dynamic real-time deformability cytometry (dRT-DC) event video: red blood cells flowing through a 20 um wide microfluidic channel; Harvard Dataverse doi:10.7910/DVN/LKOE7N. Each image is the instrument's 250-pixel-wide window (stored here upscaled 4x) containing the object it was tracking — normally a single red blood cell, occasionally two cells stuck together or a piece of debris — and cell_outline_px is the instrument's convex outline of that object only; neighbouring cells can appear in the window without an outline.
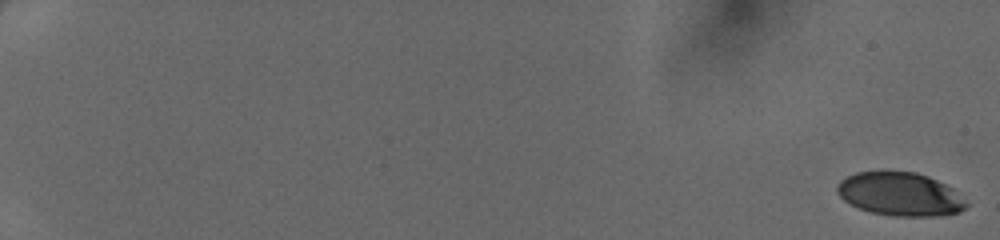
{"species": "human", "species_latin": "Homo sapiens", "temperature_condition": "cold", "stored_images_in_passage": 50, "camera_frame_rate_fps": 3000, "um_per_image_px": 0.085, "donor": {"sex": "female"}, "frame": {"image": 1, "passage_image": 1, "time_ms": 0.0, "image_size_px": [1000, 240], "cell_outline_px": [[968, 204], [960, 212], [940, 216], [892, 216], [872, 212], [860, 208], [844, 200], [836, 192], [836, 184], [840, 180], [856, 172], [884, 168], [916, 172], [928, 176], [952, 188]], "centroid_in_image_um": [76.46, 16.46], "position_along_channel_um": 8.5, "area_um2": 33.29}}
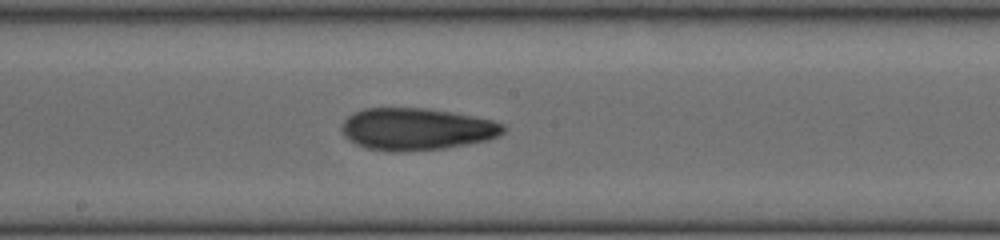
{"frame": {"image": 2, "passage_image": 31, "time_ms": 10.0, "image_size_px": [1000, 240], "cell_outline_px": [[508, 128], [504, 132], [488, 140], [444, 148], [400, 152], [392, 152], [364, 148], [348, 140], [340, 132], [340, 124], [352, 112], [364, 108], [424, 108], [452, 112], [492, 120], [504, 124]], "centroid_in_image_um": [35.35, 10.97], "position_along_channel_um": 212.9, "area_um2": 40.0}}
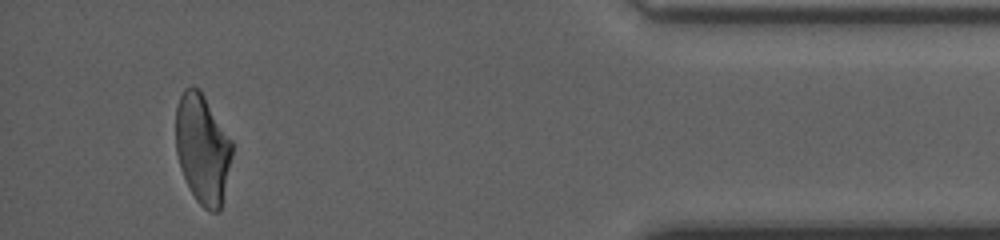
{"frame": {"image": 3, "passage_image": 48, "time_ms": 15.667, "image_size_px": [1000, 240], "cell_outline_px": [[232, 152], [220, 212], [208, 212], [196, 200], [180, 168], [176, 152], [176, 108], [180, 96], [184, 88], [192, 84], [200, 88], [232, 140]], "centroid_in_image_um": [17.2, 12.61], "position_along_channel_um": 418.0, "area_um2": 36.01}}